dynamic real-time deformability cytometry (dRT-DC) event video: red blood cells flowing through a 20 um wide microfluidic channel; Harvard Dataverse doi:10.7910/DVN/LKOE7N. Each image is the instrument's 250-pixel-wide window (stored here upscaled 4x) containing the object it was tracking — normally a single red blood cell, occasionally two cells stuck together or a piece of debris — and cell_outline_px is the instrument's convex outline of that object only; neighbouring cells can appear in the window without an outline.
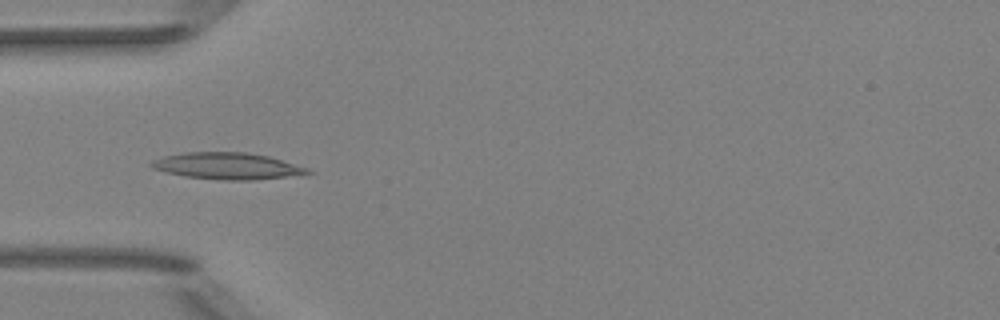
{"species": "Egyptian fruit bat (a non-hibernating species)", "species_latin": "Rousettus aegyptiacus", "temperature_condition": "room temperature", "stored_images_in_passage": 7, "camera_frame_rate_fps": 3000, "um_per_image_px": 0.085, "animal": {"sex": "female"}, "frame": {"image": 1, "passage_image": 5, "time_ms": 4.667, "image_size_px": [1000, 320], "cell_outline_px": [[312, 172], [284, 176], [252, 180], [224, 180], [184, 176], [152, 168], [148, 164], [152, 160], [164, 156], [184, 152], [248, 152], [268, 156], [308, 168]], "centroid_in_image_um": [19.25, 14.09], "position_along_channel_um": 65.8, "area_um2": 23.87}}
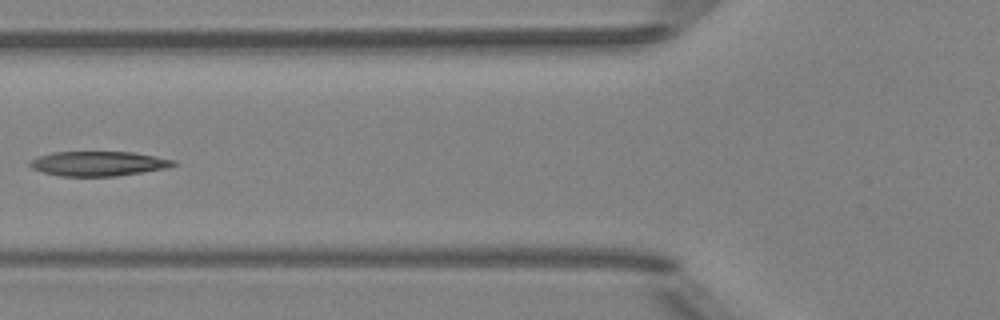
{"frame": {"image": 2, "passage_image": 6, "time_ms": 6.0, "image_size_px": [1000, 320], "cell_outline_px": [[176, 164], [164, 168], [116, 176], [60, 176], [44, 172], [32, 168], [28, 164], [28, 160], [52, 152], [132, 152], [176, 160]], "centroid_in_image_um": [8.31, 13.9], "position_along_channel_um": 117.5, "area_um2": 20.4}}
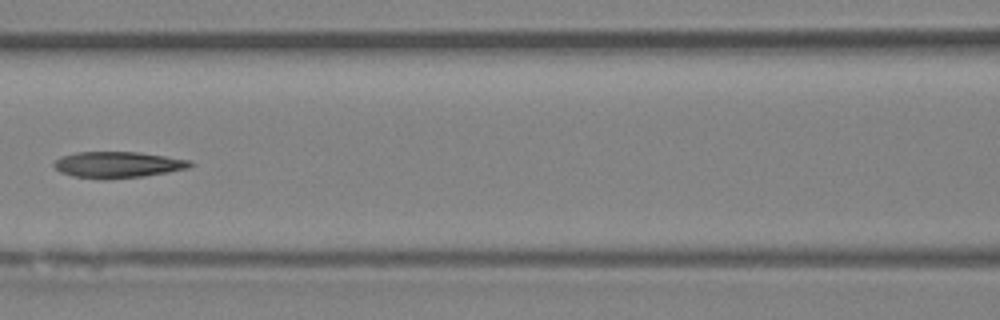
{"frame": {"image": 3, "passage_image": 7, "time_ms": 7.0, "image_size_px": [1000, 320], "cell_outline_px": [[196, 164], [188, 168], [168, 172], [144, 176], [104, 180], [100, 180], [72, 176], [60, 172], [52, 164], [56, 160], [64, 156], [76, 152], [140, 152], [192, 160]], "centroid_in_image_um": [10.05, 14.01], "position_along_channel_um": 156.6, "area_um2": 21.04}}